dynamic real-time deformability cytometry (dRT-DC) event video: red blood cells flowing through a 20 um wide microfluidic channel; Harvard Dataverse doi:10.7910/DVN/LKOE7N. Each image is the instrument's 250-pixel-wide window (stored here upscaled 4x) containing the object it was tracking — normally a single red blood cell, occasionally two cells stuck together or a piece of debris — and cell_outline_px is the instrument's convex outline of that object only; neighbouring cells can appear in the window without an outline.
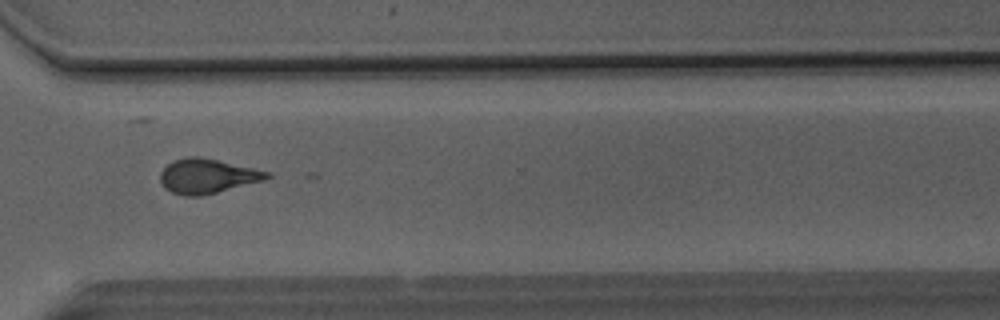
{"species": "Egyptian fruit bat (a non-hibernating species)", "species_latin": "Rousettus aegyptiacus", "temperature_condition": "room temperature", "stored_images_in_passage": 46, "camera_frame_rate_fps": 3000, "um_per_image_px": 0.085, "animal": {"sex": "male"}, "frame": {"image": 1, "passage_image": 33, "time_ms": 10.667, "image_size_px": [1000, 320], "cell_outline_px": [[268, 176], [256, 180], [212, 192], [176, 192], [168, 188], [164, 184], [164, 172], [172, 164], [180, 160], [212, 160], [264, 172]], "centroid_in_image_um": [17.61, 14.96], "position_along_channel_um": 353.0, "area_um2": 17.4}}
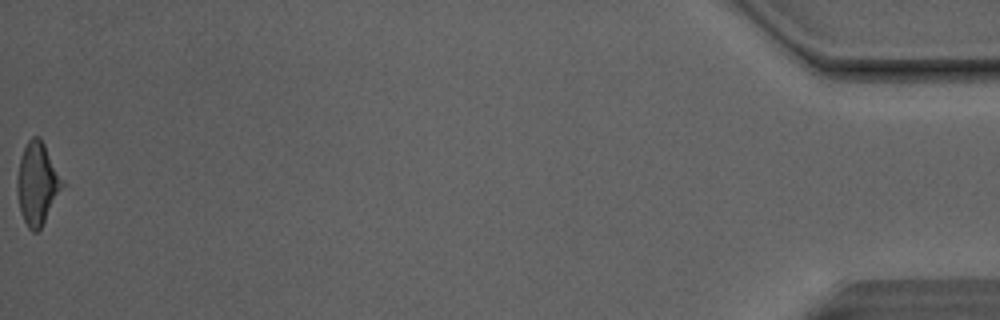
{"frame": {"image": 2, "passage_image": 46, "time_ms": 15.0, "image_size_px": [1000, 320], "cell_outline_px": [[56, 188], [40, 228], [32, 228], [28, 224], [24, 216], [20, 204], [20, 168], [24, 152], [28, 144], [36, 140], [40, 140], [44, 148], [52, 172]], "centroid_in_image_um": [3.04, 15.66], "position_along_channel_um": 432.2, "area_um2": 16.42}, "authors_computed_cell_mechanics": {"area_um2": 17.051, "velocity_mm_per_s": 4.1667, "shape_relaxation_time_tau1_ms": null, "shape_relaxation_time_tau2_ms": 2.8908, "deformation_change_tau1": null, "deformation_change_tau2": 0.1231}}